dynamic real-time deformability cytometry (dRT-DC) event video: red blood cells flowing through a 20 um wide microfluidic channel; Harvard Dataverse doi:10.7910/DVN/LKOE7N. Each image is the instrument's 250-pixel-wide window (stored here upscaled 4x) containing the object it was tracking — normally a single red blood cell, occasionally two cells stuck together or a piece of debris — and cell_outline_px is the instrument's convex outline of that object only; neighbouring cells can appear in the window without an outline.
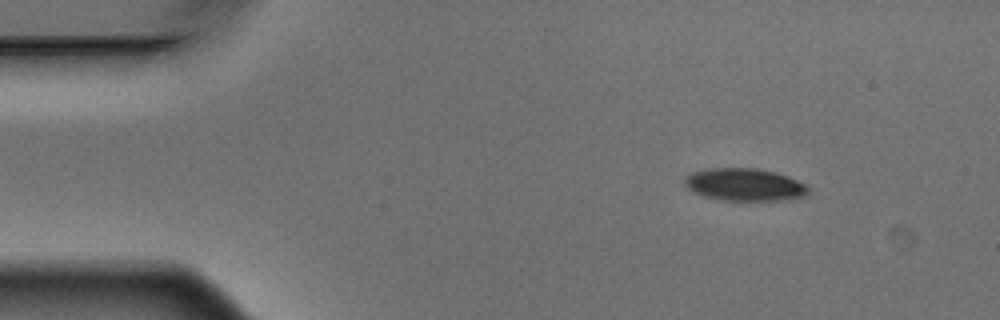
{"species": "Egyptian fruit bat (a non-hibernating species)", "species_latin": "Rousettus aegyptiacus", "temperature_condition": "warm", "stored_images_in_passage": 9, "camera_frame_rate_fps": 3000, "um_per_image_px": 0.085, "animal": {"sex": "male"}, "frame": {"image": 1, "passage_image": 1, "time_ms": 0.0, "image_size_px": [1000, 320], "cell_outline_px": [[808, 192], [804, 196], [784, 200], [720, 200], [704, 196], [692, 192], [684, 184], [684, 176], [692, 172], [708, 168], [756, 168], [776, 172], [788, 176], [804, 184], [808, 188]], "centroid_in_image_um": [63.24, 15.69], "position_along_channel_um": 21.8, "area_um2": 23.47}}
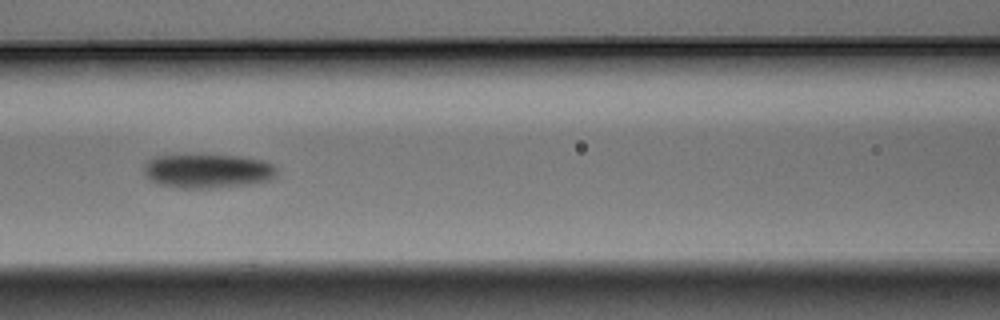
{"frame": {"image": 2, "passage_image": 6, "time_ms": 1.667, "image_size_px": [1000, 320], "cell_outline_px": [[276, 176], [268, 180], [248, 184], [216, 188], [176, 188], [156, 184], [144, 172], [144, 164], [152, 156], [240, 156], [264, 160], [272, 164], [276, 168]], "centroid_in_image_um": [17.64, 14.55], "position_along_channel_um": 149.0, "area_um2": 26.24}}
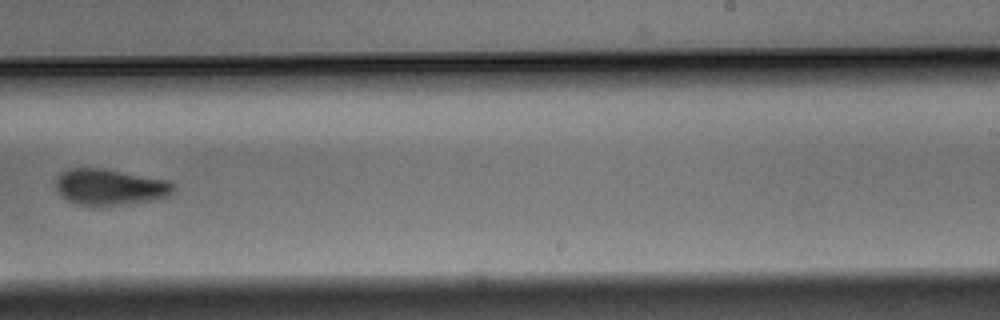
{"frame": {"image": 3, "passage_image": 9, "time_ms": 2.667, "image_size_px": [1000, 320], "cell_outline_px": [[176, 188], [172, 196], [124, 204], [76, 204], [60, 196], [56, 188], [56, 176], [60, 172], [68, 168], [104, 168], [168, 180]], "centroid_in_image_um": [9.33, 15.86], "position_along_channel_um": 279.7, "area_um2": 24.68}}